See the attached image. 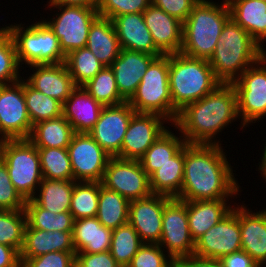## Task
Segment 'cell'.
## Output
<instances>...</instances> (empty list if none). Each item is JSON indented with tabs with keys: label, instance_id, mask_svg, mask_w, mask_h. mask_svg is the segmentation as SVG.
Instances as JSON below:
<instances>
[{
	"label": "cell",
	"instance_id": "1",
	"mask_svg": "<svg viewBox=\"0 0 266 267\" xmlns=\"http://www.w3.org/2000/svg\"><path fill=\"white\" fill-rule=\"evenodd\" d=\"M217 144H185L182 201L235 198L240 185L227 155Z\"/></svg>",
	"mask_w": 266,
	"mask_h": 267
},
{
	"label": "cell",
	"instance_id": "2",
	"mask_svg": "<svg viewBox=\"0 0 266 267\" xmlns=\"http://www.w3.org/2000/svg\"><path fill=\"white\" fill-rule=\"evenodd\" d=\"M239 119L237 95L232 83H221L212 92L179 111L173 124L187 144H217L229 123ZM234 120V121H233Z\"/></svg>",
	"mask_w": 266,
	"mask_h": 267
},
{
	"label": "cell",
	"instance_id": "3",
	"mask_svg": "<svg viewBox=\"0 0 266 267\" xmlns=\"http://www.w3.org/2000/svg\"><path fill=\"white\" fill-rule=\"evenodd\" d=\"M264 54L265 48L230 18L223 27L208 62L221 83H232Z\"/></svg>",
	"mask_w": 266,
	"mask_h": 267
},
{
	"label": "cell",
	"instance_id": "4",
	"mask_svg": "<svg viewBox=\"0 0 266 267\" xmlns=\"http://www.w3.org/2000/svg\"><path fill=\"white\" fill-rule=\"evenodd\" d=\"M231 18L226 0L221 4L199 0L183 22V43L180 53L209 60L226 22Z\"/></svg>",
	"mask_w": 266,
	"mask_h": 267
},
{
	"label": "cell",
	"instance_id": "5",
	"mask_svg": "<svg viewBox=\"0 0 266 267\" xmlns=\"http://www.w3.org/2000/svg\"><path fill=\"white\" fill-rule=\"evenodd\" d=\"M221 82L215 77L208 60L182 53L169 54V87L173 107L179 112L200 100Z\"/></svg>",
	"mask_w": 266,
	"mask_h": 267
},
{
	"label": "cell",
	"instance_id": "6",
	"mask_svg": "<svg viewBox=\"0 0 266 267\" xmlns=\"http://www.w3.org/2000/svg\"><path fill=\"white\" fill-rule=\"evenodd\" d=\"M136 113L158 114L174 124L178 111L173 107L169 87V54L156 57L127 101Z\"/></svg>",
	"mask_w": 266,
	"mask_h": 267
},
{
	"label": "cell",
	"instance_id": "7",
	"mask_svg": "<svg viewBox=\"0 0 266 267\" xmlns=\"http://www.w3.org/2000/svg\"><path fill=\"white\" fill-rule=\"evenodd\" d=\"M16 47L19 65H45L65 63L59 39L43 21L24 27L21 24L6 26Z\"/></svg>",
	"mask_w": 266,
	"mask_h": 267
},
{
	"label": "cell",
	"instance_id": "8",
	"mask_svg": "<svg viewBox=\"0 0 266 267\" xmlns=\"http://www.w3.org/2000/svg\"><path fill=\"white\" fill-rule=\"evenodd\" d=\"M0 159L15 189L25 200L31 199L43 180L37 147L29 139L1 140Z\"/></svg>",
	"mask_w": 266,
	"mask_h": 267
},
{
	"label": "cell",
	"instance_id": "9",
	"mask_svg": "<svg viewBox=\"0 0 266 267\" xmlns=\"http://www.w3.org/2000/svg\"><path fill=\"white\" fill-rule=\"evenodd\" d=\"M232 85L237 95L242 129L266 117V54L249 66Z\"/></svg>",
	"mask_w": 266,
	"mask_h": 267
},
{
	"label": "cell",
	"instance_id": "10",
	"mask_svg": "<svg viewBox=\"0 0 266 267\" xmlns=\"http://www.w3.org/2000/svg\"><path fill=\"white\" fill-rule=\"evenodd\" d=\"M57 8L55 18L43 20L59 39V45L66 56L71 51L86 47L91 24L99 16L97 7L74 5H47ZM52 20V21H51Z\"/></svg>",
	"mask_w": 266,
	"mask_h": 267
},
{
	"label": "cell",
	"instance_id": "11",
	"mask_svg": "<svg viewBox=\"0 0 266 267\" xmlns=\"http://www.w3.org/2000/svg\"><path fill=\"white\" fill-rule=\"evenodd\" d=\"M159 245L174 261L193 255L195 241L189 231L187 201L171 198L164 205Z\"/></svg>",
	"mask_w": 266,
	"mask_h": 267
},
{
	"label": "cell",
	"instance_id": "12",
	"mask_svg": "<svg viewBox=\"0 0 266 267\" xmlns=\"http://www.w3.org/2000/svg\"><path fill=\"white\" fill-rule=\"evenodd\" d=\"M33 126L24 96V77L0 86V141L29 139Z\"/></svg>",
	"mask_w": 266,
	"mask_h": 267
},
{
	"label": "cell",
	"instance_id": "13",
	"mask_svg": "<svg viewBox=\"0 0 266 267\" xmlns=\"http://www.w3.org/2000/svg\"><path fill=\"white\" fill-rule=\"evenodd\" d=\"M101 183L129 201L152 195L149 176L139 160L111 157Z\"/></svg>",
	"mask_w": 266,
	"mask_h": 267
},
{
	"label": "cell",
	"instance_id": "14",
	"mask_svg": "<svg viewBox=\"0 0 266 267\" xmlns=\"http://www.w3.org/2000/svg\"><path fill=\"white\" fill-rule=\"evenodd\" d=\"M67 150L74 181H102L111 156L88 133H74Z\"/></svg>",
	"mask_w": 266,
	"mask_h": 267
},
{
	"label": "cell",
	"instance_id": "15",
	"mask_svg": "<svg viewBox=\"0 0 266 267\" xmlns=\"http://www.w3.org/2000/svg\"><path fill=\"white\" fill-rule=\"evenodd\" d=\"M135 113V110L127 101L118 105L104 106L97 122L88 134L111 157L120 158L123 138Z\"/></svg>",
	"mask_w": 266,
	"mask_h": 267
},
{
	"label": "cell",
	"instance_id": "16",
	"mask_svg": "<svg viewBox=\"0 0 266 267\" xmlns=\"http://www.w3.org/2000/svg\"><path fill=\"white\" fill-rule=\"evenodd\" d=\"M241 250V230L236 207L195 241L193 255L219 259Z\"/></svg>",
	"mask_w": 266,
	"mask_h": 267
},
{
	"label": "cell",
	"instance_id": "17",
	"mask_svg": "<svg viewBox=\"0 0 266 267\" xmlns=\"http://www.w3.org/2000/svg\"><path fill=\"white\" fill-rule=\"evenodd\" d=\"M165 122L169 123L167 119L158 114L135 113L123 138L120 158L139 160L169 128L164 125Z\"/></svg>",
	"mask_w": 266,
	"mask_h": 267
},
{
	"label": "cell",
	"instance_id": "18",
	"mask_svg": "<svg viewBox=\"0 0 266 267\" xmlns=\"http://www.w3.org/2000/svg\"><path fill=\"white\" fill-rule=\"evenodd\" d=\"M171 198L152 194L129 203V223L137 231L143 243L159 244L162 233L164 205Z\"/></svg>",
	"mask_w": 266,
	"mask_h": 267
},
{
	"label": "cell",
	"instance_id": "19",
	"mask_svg": "<svg viewBox=\"0 0 266 267\" xmlns=\"http://www.w3.org/2000/svg\"><path fill=\"white\" fill-rule=\"evenodd\" d=\"M145 24L155 46L163 54L179 53L183 43V23L151 4L144 12Z\"/></svg>",
	"mask_w": 266,
	"mask_h": 267
},
{
	"label": "cell",
	"instance_id": "20",
	"mask_svg": "<svg viewBox=\"0 0 266 267\" xmlns=\"http://www.w3.org/2000/svg\"><path fill=\"white\" fill-rule=\"evenodd\" d=\"M158 56L121 49L110 68L113 70L120 95L128 101L135 93L150 63Z\"/></svg>",
	"mask_w": 266,
	"mask_h": 267
},
{
	"label": "cell",
	"instance_id": "21",
	"mask_svg": "<svg viewBox=\"0 0 266 267\" xmlns=\"http://www.w3.org/2000/svg\"><path fill=\"white\" fill-rule=\"evenodd\" d=\"M30 66L31 70H36H32L33 74L26 77L25 81L32 88L56 99L62 105L77 87L65 63Z\"/></svg>",
	"mask_w": 266,
	"mask_h": 267
},
{
	"label": "cell",
	"instance_id": "22",
	"mask_svg": "<svg viewBox=\"0 0 266 267\" xmlns=\"http://www.w3.org/2000/svg\"><path fill=\"white\" fill-rule=\"evenodd\" d=\"M121 49L161 56L148 30L143 13H129L112 19Z\"/></svg>",
	"mask_w": 266,
	"mask_h": 267
},
{
	"label": "cell",
	"instance_id": "23",
	"mask_svg": "<svg viewBox=\"0 0 266 267\" xmlns=\"http://www.w3.org/2000/svg\"><path fill=\"white\" fill-rule=\"evenodd\" d=\"M236 215L241 230V250L258 264L266 262V208L255 213L240 204L236 207Z\"/></svg>",
	"mask_w": 266,
	"mask_h": 267
},
{
	"label": "cell",
	"instance_id": "24",
	"mask_svg": "<svg viewBox=\"0 0 266 267\" xmlns=\"http://www.w3.org/2000/svg\"><path fill=\"white\" fill-rule=\"evenodd\" d=\"M103 106L83 86H77L62 106V115L75 133H88L98 120Z\"/></svg>",
	"mask_w": 266,
	"mask_h": 267
},
{
	"label": "cell",
	"instance_id": "25",
	"mask_svg": "<svg viewBox=\"0 0 266 267\" xmlns=\"http://www.w3.org/2000/svg\"><path fill=\"white\" fill-rule=\"evenodd\" d=\"M57 251L76 252L72 232L44 231L26 225L20 258H34Z\"/></svg>",
	"mask_w": 266,
	"mask_h": 267
},
{
	"label": "cell",
	"instance_id": "26",
	"mask_svg": "<svg viewBox=\"0 0 266 267\" xmlns=\"http://www.w3.org/2000/svg\"><path fill=\"white\" fill-rule=\"evenodd\" d=\"M231 19L263 48L266 41V0H226Z\"/></svg>",
	"mask_w": 266,
	"mask_h": 267
},
{
	"label": "cell",
	"instance_id": "27",
	"mask_svg": "<svg viewBox=\"0 0 266 267\" xmlns=\"http://www.w3.org/2000/svg\"><path fill=\"white\" fill-rule=\"evenodd\" d=\"M228 201L229 199L187 201L189 231L194 241L235 207L228 205Z\"/></svg>",
	"mask_w": 266,
	"mask_h": 267
},
{
	"label": "cell",
	"instance_id": "28",
	"mask_svg": "<svg viewBox=\"0 0 266 267\" xmlns=\"http://www.w3.org/2000/svg\"><path fill=\"white\" fill-rule=\"evenodd\" d=\"M112 231L96 217L74 220L73 245L76 253H100L110 250Z\"/></svg>",
	"mask_w": 266,
	"mask_h": 267
},
{
	"label": "cell",
	"instance_id": "29",
	"mask_svg": "<svg viewBox=\"0 0 266 267\" xmlns=\"http://www.w3.org/2000/svg\"><path fill=\"white\" fill-rule=\"evenodd\" d=\"M86 47L105 66L110 67L121 47L111 19L98 16L90 26Z\"/></svg>",
	"mask_w": 266,
	"mask_h": 267
},
{
	"label": "cell",
	"instance_id": "30",
	"mask_svg": "<svg viewBox=\"0 0 266 267\" xmlns=\"http://www.w3.org/2000/svg\"><path fill=\"white\" fill-rule=\"evenodd\" d=\"M184 176V146L150 177L152 194L178 198Z\"/></svg>",
	"mask_w": 266,
	"mask_h": 267
},
{
	"label": "cell",
	"instance_id": "31",
	"mask_svg": "<svg viewBox=\"0 0 266 267\" xmlns=\"http://www.w3.org/2000/svg\"><path fill=\"white\" fill-rule=\"evenodd\" d=\"M75 182L43 178L37 195L35 194L31 199L41 208L54 214L69 212Z\"/></svg>",
	"mask_w": 266,
	"mask_h": 267
},
{
	"label": "cell",
	"instance_id": "32",
	"mask_svg": "<svg viewBox=\"0 0 266 267\" xmlns=\"http://www.w3.org/2000/svg\"><path fill=\"white\" fill-rule=\"evenodd\" d=\"M74 133L69 121L61 115L33 125L29 140L37 148H68Z\"/></svg>",
	"mask_w": 266,
	"mask_h": 267
},
{
	"label": "cell",
	"instance_id": "33",
	"mask_svg": "<svg viewBox=\"0 0 266 267\" xmlns=\"http://www.w3.org/2000/svg\"><path fill=\"white\" fill-rule=\"evenodd\" d=\"M129 203L116 191L110 190L100 182V194L96 218L106 228L114 230L129 221Z\"/></svg>",
	"mask_w": 266,
	"mask_h": 267
},
{
	"label": "cell",
	"instance_id": "34",
	"mask_svg": "<svg viewBox=\"0 0 266 267\" xmlns=\"http://www.w3.org/2000/svg\"><path fill=\"white\" fill-rule=\"evenodd\" d=\"M186 144L184 137H178L169 128L147 149L139 159L143 170L150 177Z\"/></svg>",
	"mask_w": 266,
	"mask_h": 267
},
{
	"label": "cell",
	"instance_id": "35",
	"mask_svg": "<svg viewBox=\"0 0 266 267\" xmlns=\"http://www.w3.org/2000/svg\"><path fill=\"white\" fill-rule=\"evenodd\" d=\"M25 212L30 228L44 231L73 232L74 218L70 212L52 213L38 206L32 199L26 200Z\"/></svg>",
	"mask_w": 266,
	"mask_h": 267
},
{
	"label": "cell",
	"instance_id": "36",
	"mask_svg": "<svg viewBox=\"0 0 266 267\" xmlns=\"http://www.w3.org/2000/svg\"><path fill=\"white\" fill-rule=\"evenodd\" d=\"M142 245L137 231L128 222L112 231L109 252L121 267H127Z\"/></svg>",
	"mask_w": 266,
	"mask_h": 267
},
{
	"label": "cell",
	"instance_id": "37",
	"mask_svg": "<svg viewBox=\"0 0 266 267\" xmlns=\"http://www.w3.org/2000/svg\"><path fill=\"white\" fill-rule=\"evenodd\" d=\"M100 194V182L76 181L70 204L74 220L96 217Z\"/></svg>",
	"mask_w": 266,
	"mask_h": 267
},
{
	"label": "cell",
	"instance_id": "38",
	"mask_svg": "<svg viewBox=\"0 0 266 267\" xmlns=\"http://www.w3.org/2000/svg\"><path fill=\"white\" fill-rule=\"evenodd\" d=\"M65 64L76 86H83L105 67L87 47L71 51Z\"/></svg>",
	"mask_w": 266,
	"mask_h": 267
},
{
	"label": "cell",
	"instance_id": "39",
	"mask_svg": "<svg viewBox=\"0 0 266 267\" xmlns=\"http://www.w3.org/2000/svg\"><path fill=\"white\" fill-rule=\"evenodd\" d=\"M24 96L27 112L32 126L44 120L62 115V104L40 91L32 88L24 79Z\"/></svg>",
	"mask_w": 266,
	"mask_h": 267
},
{
	"label": "cell",
	"instance_id": "40",
	"mask_svg": "<svg viewBox=\"0 0 266 267\" xmlns=\"http://www.w3.org/2000/svg\"><path fill=\"white\" fill-rule=\"evenodd\" d=\"M83 87L103 107L126 101L118 91L115 75L110 67H104Z\"/></svg>",
	"mask_w": 266,
	"mask_h": 267
},
{
	"label": "cell",
	"instance_id": "41",
	"mask_svg": "<svg viewBox=\"0 0 266 267\" xmlns=\"http://www.w3.org/2000/svg\"><path fill=\"white\" fill-rule=\"evenodd\" d=\"M42 176L45 179L73 180L67 148H37Z\"/></svg>",
	"mask_w": 266,
	"mask_h": 267
},
{
	"label": "cell",
	"instance_id": "42",
	"mask_svg": "<svg viewBox=\"0 0 266 267\" xmlns=\"http://www.w3.org/2000/svg\"><path fill=\"white\" fill-rule=\"evenodd\" d=\"M26 225L25 210H0V244L11 246L20 253Z\"/></svg>",
	"mask_w": 266,
	"mask_h": 267
},
{
	"label": "cell",
	"instance_id": "43",
	"mask_svg": "<svg viewBox=\"0 0 266 267\" xmlns=\"http://www.w3.org/2000/svg\"><path fill=\"white\" fill-rule=\"evenodd\" d=\"M14 40L6 27L0 32V86L22 79Z\"/></svg>",
	"mask_w": 266,
	"mask_h": 267
},
{
	"label": "cell",
	"instance_id": "44",
	"mask_svg": "<svg viewBox=\"0 0 266 267\" xmlns=\"http://www.w3.org/2000/svg\"><path fill=\"white\" fill-rule=\"evenodd\" d=\"M127 267H175V261L159 244L143 243Z\"/></svg>",
	"mask_w": 266,
	"mask_h": 267
},
{
	"label": "cell",
	"instance_id": "45",
	"mask_svg": "<svg viewBox=\"0 0 266 267\" xmlns=\"http://www.w3.org/2000/svg\"><path fill=\"white\" fill-rule=\"evenodd\" d=\"M152 0H98L97 12L100 17L113 19L129 13H143Z\"/></svg>",
	"mask_w": 266,
	"mask_h": 267
},
{
	"label": "cell",
	"instance_id": "46",
	"mask_svg": "<svg viewBox=\"0 0 266 267\" xmlns=\"http://www.w3.org/2000/svg\"><path fill=\"white\" fill-rule=\"evenodd\" d=\"M26 200L15 189L8 169L0 159V210H24Z\"/></svg>",
	"mask_w": 266,
	"mask_h": 267
},
{
	"label": "cell",
	"instance_id": "47",
	"mask_svg": "<svg viewBox=\"0 0 266 267\" xmlns=\"http://www.w3.org/2000/svg\"><path fill=\"white\" fill-rule=\"evenodd\" d=\"M76 252H50L34 258H20L21 267H75Z\"/></svg>",
	"mask_w": 266,
	"mask_h": 267
},
{
	"label": "cell",
	"instance_id": "48",
	"mask_svg": "<svg viewBox=\"0 0 266 267\" xmlns=\"http://www.w3.org/2000/svg\"><path fill=\"white\" fill-rule=\"evenodd\" d=\"M198 1L199 0H152V4L183 23Z\"/></svg>",
	"mask_w": 266,
	"mask_h": 267
},
{
	"label": "cell",
	"instance_id": "49",
	"mask_svg": "<svg viewBox=\"0 0 266 267\" xmlns=\"http://www.w3.org/2000/svg\"><path fill=\"white\" fill-rule=\"evenodd\" d=\"M75 267H121L109 251L100 253H76Z\"/></svg>",
	"mask_w": 266,
	"mask_h": 267
},
{
	"label": "cell",
	"instance_id": "50",
	"mask_svg": "<svg viewBox=\"0 0 266 267\" xmlns=\"http://www.w3.org/2000/svg\"><path fill=\"white\" fill-rule=\"evenodd\" d=\"M222 267H259V264L244 250L219 258Z\"/></svg>",
	"mask_w": 266,
	"mask_h": 267
},
{
	"label": "cell",
	"instance_id": "51",
	"mask_svg": "<svg viewBox=\"0 0 266 267\" xmlns=\"http://www.w3.org/2000/svg\"><path fill=\"white\" fill-rule=\"evenodd\" d=\"M175 267H222L219 259L200 258L195 255L175 261Z\"/></svg>",
	"mask_w": 266,
	"mask_h": 267
},
{
	"label": "cell",
	"instance_id": "52",
	"mask_svg": "<svg viewBox=\"0 0 266 267\" xmlns=\"http://www.w3.org/2000/svg\"><path fill=\"white\" fill-rule=\"evenodd\" d=\"M0 267H21L20 253L11 246L0 244Z\"/></svg>",
	"mask_w": 266,
	"mask_h": 267
},
{
	"label": "cell",
	"instance_id": "53",
	"mask_svg": "<svg viewBox=\"0 0 266 267\" xmlns=\"http://www.w3.org/2000/svg\"><path fill=\"white\" fill-rule=\"evenodd\" d=\"M48 5H74L83 7H97L98 0H49Z\"/></svg>",
	"mask_w": 266,
	"mask_h": 267
},
{
	"label": "cell",
	"instance_id": "54",
	"mask_svg": "<svg viewBox=\"0 0 266 267\" xmlns=\"http://www.w3.org/2000/svg\"><path fill=\"white\" fill-rule=\"evenodd\" d=\"M265 145H266V142H265ZM259 164H260L258 168L259 170L266 164V146H264L261 163L259 162Z\"/></svg>",
	"mask_w": 266,
	"mask_h": 267
},
{
	"label": "cell",
	"instance_id": "55",
	"mask_svg": "<svg viewBox=\"0 0 266 267\" xmlns=\"http://www.w3.org/2000/svg\"><path fill=\"white\" fill-rule=\"evenodd\" d=\"M258 171L261 173L263 180L266 182V164Z\"/></svg>",
	"mask_w": 266,
	"mask_h": 267
},
{
	"label": "cell",
	"instance_id": "56",
	"mask_svg": "<svg viewBox=\"0 0 266 267\" xmlns=\"http://www.w3.org/2000/svg\"><path fill=\"white\" fill-rule=\"evenodd\" d=\"M262 266L266 267V262L259 264V267H262Z\"/></svg>",
	"mask_w": 266,
	"mask_h": 267
}]
</instances>
